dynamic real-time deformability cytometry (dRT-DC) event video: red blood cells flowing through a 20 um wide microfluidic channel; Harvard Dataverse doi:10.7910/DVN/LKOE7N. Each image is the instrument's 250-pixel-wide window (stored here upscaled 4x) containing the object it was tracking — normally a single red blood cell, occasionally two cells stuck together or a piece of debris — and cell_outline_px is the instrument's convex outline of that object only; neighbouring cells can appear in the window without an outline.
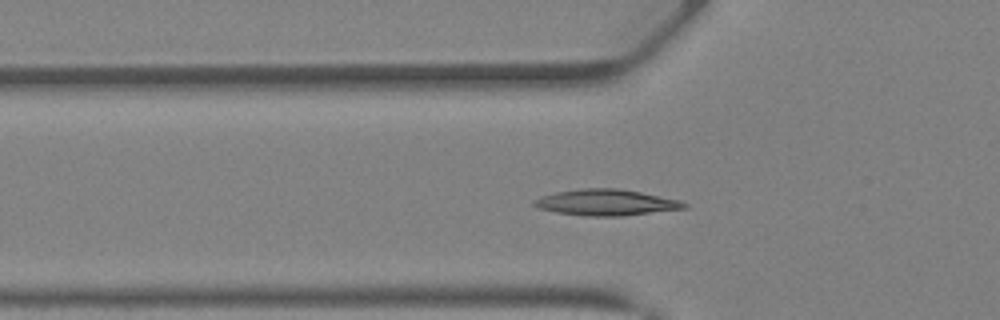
{"species": "Egyptian fruit bat (a non-hibernating species)", "species_latin": "Rousettus aegyptiacus", "temperature_condition": "warm", "stored_images_in_passage": 42, "camera_frame_rate_fps": 3000, "um_per_image_px": 0.085, "animal": {"sex": "female"}, "frame": {"image": 1, "passage_image": 14, "time_ms": 4.333, "image_size_px": [1000, 320], "cell_outline_px": [[688, 208], [624, 216], [584, 216], [556, 212], [540, 208], [532, 204], [532, 200], [540, 196], [556, 192], [584, 188], [620, 188], [680, 200], [688, 204]], "centroid_in_image_um": [51.53, 17.21], "position_along_channel_um": 74.3, "area_um2": 22.95}}
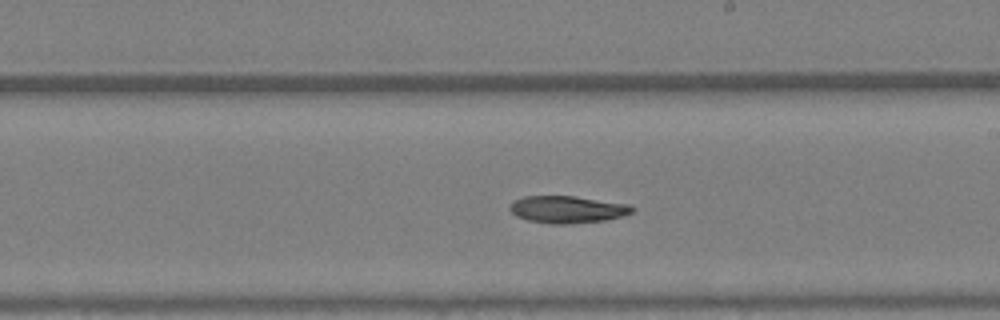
{"frame": {"image": 2, "passage_image": 24, "time_ms": 7.667, "image_size_px": [1000, 320], "cell_outline_px": [[636, 208], [632, 212], [620, 216], [604, 220], [568, 224], [552, 224], [528, 220], [516, 216], [508, 208], [516, 200], [524, 196], [572, 196], [632, 204]], "centroid_in_image_um": [48.25, 17.8], "position_along_channel_um": 240.7, "area_um2": 19.25}}
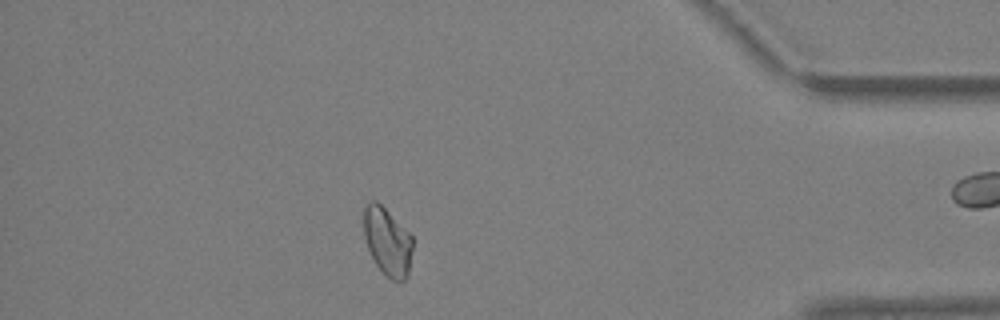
{"frame": {"image": 3, "passage_image": 36, "time_ms": 11.667, "image_size_px": [1000, 320], "cell_outline_px": [[412, 248], [408, 276], [404, 280], [392, 280], [376, 264], [368, 248], [364, 236], [364, 204], [368, 200], [376, 200], [412, 236]], "centroid_in_image_um": [32.92, 20.5], "position_along_channel_um": 402.3, "area_um2": 19.02}}